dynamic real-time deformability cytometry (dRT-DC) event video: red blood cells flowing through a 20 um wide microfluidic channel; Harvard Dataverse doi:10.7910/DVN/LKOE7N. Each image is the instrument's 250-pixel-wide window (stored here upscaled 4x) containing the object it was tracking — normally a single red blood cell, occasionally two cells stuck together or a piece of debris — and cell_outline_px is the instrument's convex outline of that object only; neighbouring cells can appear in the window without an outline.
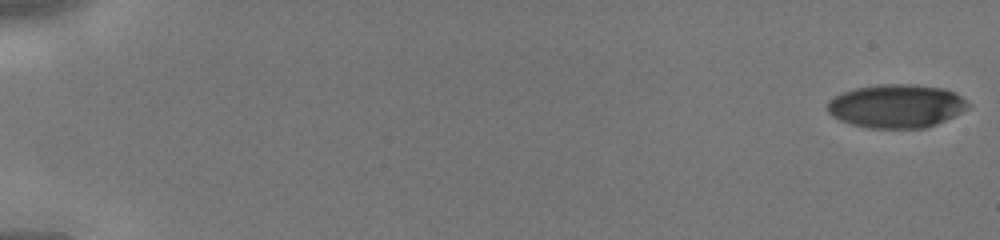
{"species": "human", "species_latin": "Homo sapiens", "temperature_condition": "cold", "stored_images_in_passage": 45, "camera_frame_rate_fps": 3000, "um_per_image_px": 0.085, "donor": {"sex": "male"}, "frame": {"image": 1, "passage_image": 1, "time_ms": 0.0, "image_size_px": [1000, 240], "cell_outline_px": [[972, 104], [968, 108], [936, 124], [924, 128], [868, 128], [852, 124], [840, 120], [832, 116], [828, 112], [828, 100], [844, 92], [856, 88], [880, 84], [916, 84], [944, 88], [960, 96]], "centroid_in_image_um": [76.2, 9.01], "position_along_channel_um": 8.8, "area_um2": 35.49}}
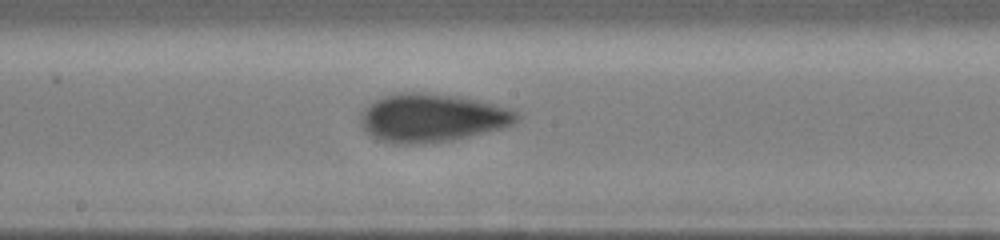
{"frame": {"image": 2, "passage_image": 26, "time_ms": 8.333, "image_size_px": [1000, 240], "cell_outline_px": [[520, 116], [512, 124], [504, 128], [452, 140], [420, 144], [396, 144], [376, 140], [364, 128], [360, 120], [360, 116], [364, 108], [376, 100], [384, 96], [400, 92], [420, 92], [456, 96], [480, 100], [508, 108], [516, 112]], "centroid_in_image_um": [36.71, 10.02], "position_along_channel_um": 211.5, "area_um2": 43.87}}
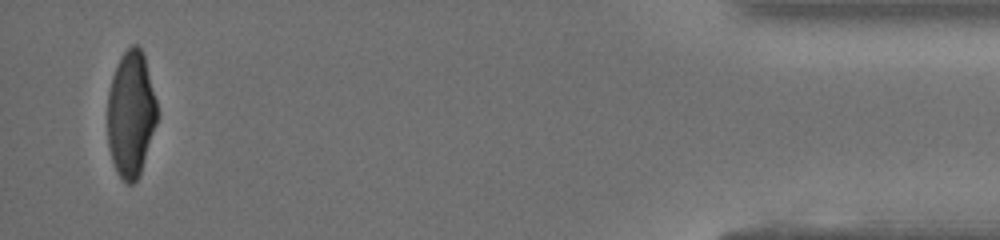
{"frame": {"image": 3, "passage_image": 44, "time_ms": 14.333, "image_size_px": [1000, 240], "cell_outline_px": [[156, 124], [140, 172], [136, 180], [132, 184], [128, 184], [116, 172], [112, 160], [108, 144], [108, 92], [112, 76], [116, 64], [120, 56], [132, 44], [136, 44], [140, 48], [144, 56], [156, 100]], "centroid_in_image_um": [11.1, 9.67], "position_along_channel_um": 424.1, "area_um2": 36.01}}